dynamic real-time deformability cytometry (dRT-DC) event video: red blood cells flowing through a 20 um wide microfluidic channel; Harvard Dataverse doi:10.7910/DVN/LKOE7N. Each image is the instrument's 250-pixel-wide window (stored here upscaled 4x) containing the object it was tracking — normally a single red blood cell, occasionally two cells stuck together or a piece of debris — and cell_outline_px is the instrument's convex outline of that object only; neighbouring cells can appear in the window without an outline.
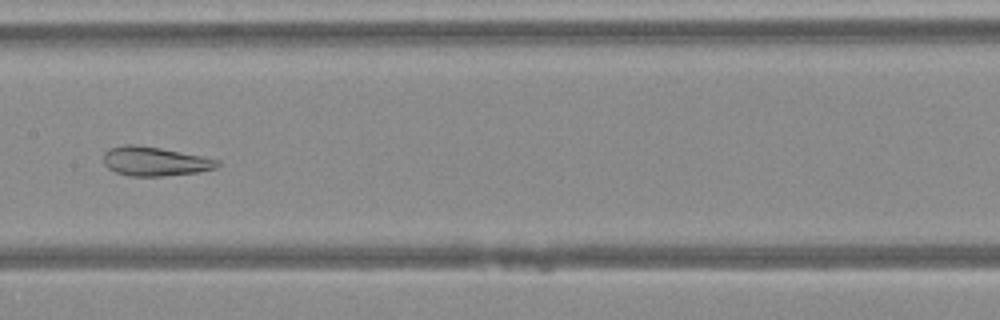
{"species": "Egyptian fruit bat (a non-hibernating species)", "species_latin": "Rousettus aegyptiacus", "temperature_condition": "warm", "stored_images_in_passage": 40, "camera_frame_rate_fps": 3000, "um_per_image_px": 0.085, "animal": {"sex": "female"}, "frame": {"image": 1, "passage_image": 25, "time_ms": 8.0, "image_size_px": [1000, 320], "cell_outline_px": [[220, 164], [216, 168], [196, 172], [164, 176], [128, 176], [116, 172], [108, 168], [104, 164], [104, 152], [108, 148], [128, 144], [132, 144], [160, 148], [204, 156], [220, 160]], "centroid_in_image_um": [13.16, 13.71], "position_along_channel_um": 194.2, "area_um2": 19.36}}
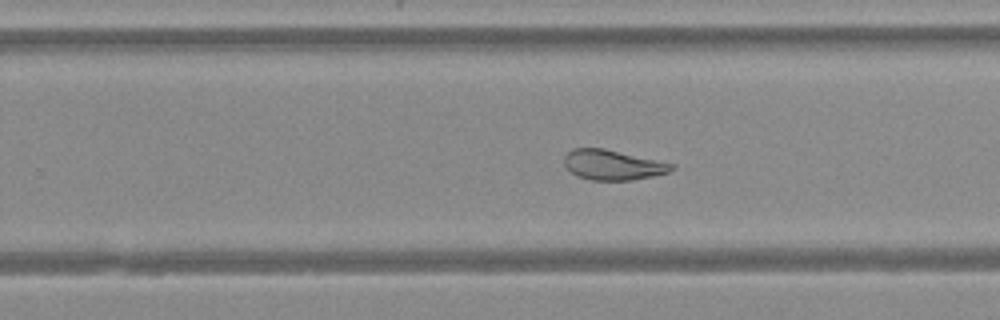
{"frame": {"image": 2, "passage_image": 31, "time_ms": 10.0, "image_size_px": [1000, 320], "cell_outline_px": [[676, 168], [668, 172], [652, 176], [632, 180], [592, 180], [576, 176], [564, 164], [564, 156], [572, 148], [604, 148], [676, 164]], "centroid_in_image_um": [52.1, 14.01], "position_along_channel_um": 277.7, "area_um2": 18.84}}
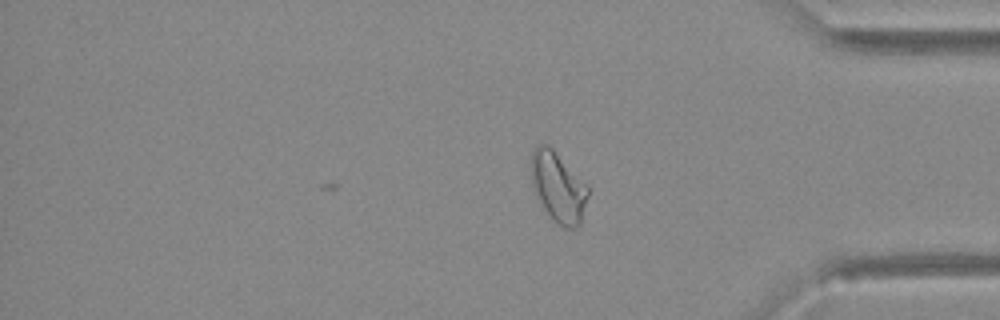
{"frame": {"image": 3, "passage_image": 40, "time_ms": 13.0, "image_size_px": [1000, 320], "cell_outline_px": [[588, 196], [580, 224], [576, 228], [564, 228], [552, 220], [536, 196], [532, 188], [532, 152], [540, 144], [548, 144], [588, 184]], "centroid_in_image_um": [47.46, 15.92], "position_along_channel_um": 387.7, "area_um2": 23.18}}